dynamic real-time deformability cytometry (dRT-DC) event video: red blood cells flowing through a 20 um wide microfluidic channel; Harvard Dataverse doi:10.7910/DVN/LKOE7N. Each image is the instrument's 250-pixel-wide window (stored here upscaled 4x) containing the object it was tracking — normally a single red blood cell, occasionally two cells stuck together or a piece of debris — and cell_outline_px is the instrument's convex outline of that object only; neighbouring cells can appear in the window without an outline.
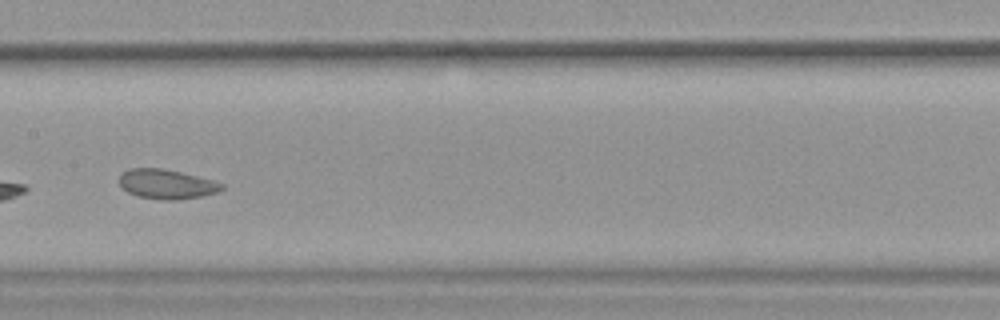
{"species": "common noctule bat (a hibernating species)", "species_latin": "Nyctalus noctula", "temperature_condition": "warm", "stored_images_in_passage": 18, "camera_frame_rate_fps": 3000, "um_per_image_px": 0.085, "animal": {"sex": "female", "body_mass_g": 19.9}, "frame": {"image": 1, "passage_image": 11, "time_ms": 3.333, "image_size_px": [1000, 320], "cell_outline_px": [[224, 188], [220, 192], [200, 196], [176, 200], [164, 200], [136, 196], [128, 192], [120, 184], [120, 172], [128, 168], [164, 168], [216, 180], [224, 184]], "centroid_in_image_um": [14.19, 15.64], "position_along_channel_um": 193.2, "area_um2": 17.92}}